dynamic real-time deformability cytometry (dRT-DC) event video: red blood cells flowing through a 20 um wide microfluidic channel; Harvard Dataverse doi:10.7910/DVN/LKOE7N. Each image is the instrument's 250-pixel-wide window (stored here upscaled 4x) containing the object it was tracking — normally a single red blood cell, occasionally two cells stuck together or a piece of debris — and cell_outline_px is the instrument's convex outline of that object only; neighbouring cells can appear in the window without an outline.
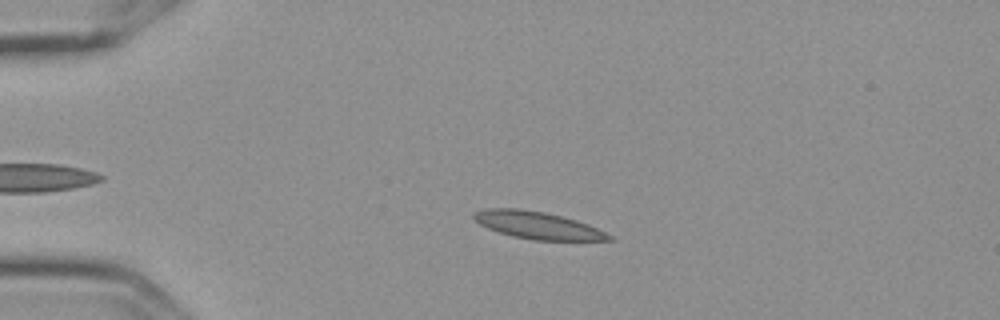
{"species": "Egyptian fruit bat (a non-hibernating species)", "species_latin": "Rousettus aegyptiacus", "temperature_condition": "cold", "stored_images_in_passage": 5, "camera_frame_rate_fps": 3000, "um_per_image_px": 0.085, "frame": {"image": 1, "passage_image": 4, "time_ms": 1.0, "image_size_px": [1000, 320], "cell_outline_px": [[616, 240], [532, 240], [512, 236], [488, 228], [480, 224], [472, 216], [472, 212], [488, 208], [520, 208], [544, 212], [576, 220], [588, 224], [612, 236]], "centroid_in_image_um": [45.67, 19.14], "position_along_channel_um": 39.3, "area_um2": 21.33}}